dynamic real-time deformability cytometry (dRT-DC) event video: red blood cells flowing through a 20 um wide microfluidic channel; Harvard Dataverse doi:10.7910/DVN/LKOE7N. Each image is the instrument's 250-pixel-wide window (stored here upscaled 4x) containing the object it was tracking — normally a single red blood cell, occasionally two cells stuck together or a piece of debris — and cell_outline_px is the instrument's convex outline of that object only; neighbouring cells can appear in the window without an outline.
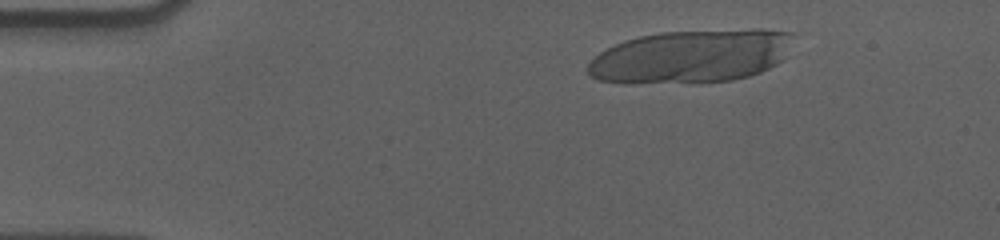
{"species": "human", "species_latin": "Homo sapiens", "temperature_condition": "cold", "stored_images_in_passage": 17, "camera_frame_rate_fps": 3000, "um_per_image_px": 0.085, "donor": {"sex": "male"}, "frame": {"image": 1, "passage_image": 6, "time_ms": 1.667, "image_size_px": [1000, 240], "cell_outline_px": [[792, 32], [784, 60], [760, 72], [748, 76], [732, 80], [696, 84], [620, 84], [596, 80], [588, 72], [588, 64], [600, 52], [624, 40], [640, 36], [660, 32], [752, 28], [764, 28]], "centroid_in_image_um": [58.72, 4.81], "position_along_channel_um": 26.3, "area_um2": 64.85}}